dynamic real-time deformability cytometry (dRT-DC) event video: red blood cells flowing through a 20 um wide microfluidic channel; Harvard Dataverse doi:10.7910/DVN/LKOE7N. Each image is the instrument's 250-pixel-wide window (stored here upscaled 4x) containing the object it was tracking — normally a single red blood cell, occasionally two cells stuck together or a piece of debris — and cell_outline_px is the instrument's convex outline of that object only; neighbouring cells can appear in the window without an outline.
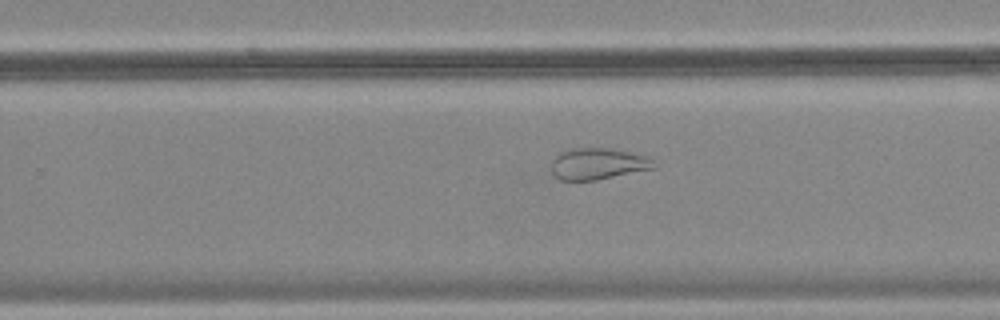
{"species": "common noctule bat (a hibernating species)", "species_latin": "Nyctalus noctula", "temperature_condition": "cold", "stored_images_in_passage": 56, "segment_of_instrument_passage": [2, 2], "camera_frame_rate_fps": 3000, "um_per_image_px": 0.085, "animal": {"sex": "female", "body_mass_g": 18.4}, "frame": {"image": 1, "passage_image": 35, "time_ms": 11.333, "image_size_px": [1000, 320], "cell_outline_px": [[656, 168], [596, 180], [560, 180], [552, 172], [552, 160], [560, 152], [572, 148], [612, 148], [644, 156], [652, 160]], "centroid_in_image_um": [50.8, 13.92], "position_along_channel_um": 279.0, "area_um2": 18.61}}
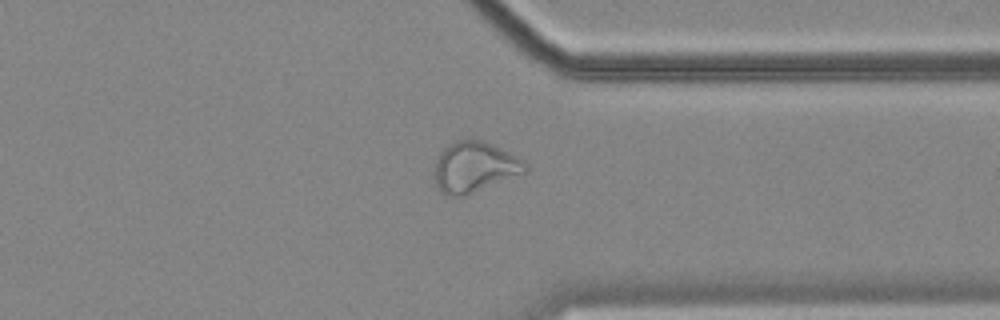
{"frame": {"image": 2, "passage_image": 43, "time_ms": 14.0, "image_size_px": [1000, 320], "cell_outline_px": [[528, 172], [464, 196], [448, 196], [440, 192], [436, 184], [436, 160], [440, 152], [448, 144], [456, 140], [480, 140], [500, 148], [524, 160], [528, 164]], "centroid_in_image_um": [40.36, 14.21], "position_along_channel_um": 371.0, "area_um2": 26.65}}
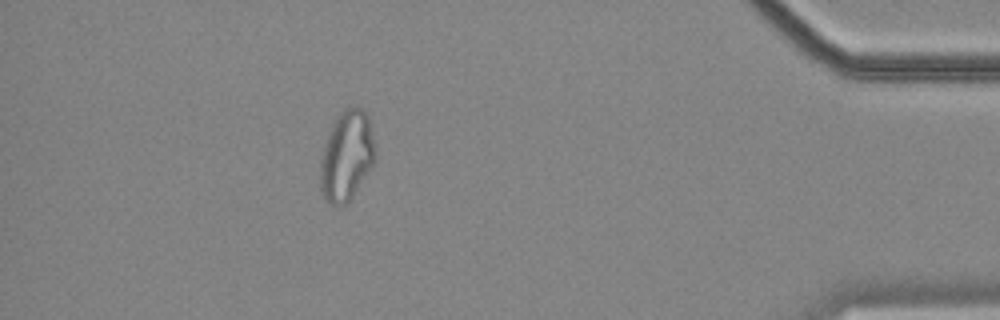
{"frame": {"image": 3, "passage_image": 50, "time_ms": 16.333, "image_size_px": [1000, 320], "cell_outline_px": [[376, 160], [352, 196], [344, 204], [336, 208], [324, 200], [320, 188], [320, 160], [332, 124], [336, 116], [348, 104], [360, 108], [368, 116], [376, 152]], "centroid_in_image_um": [29.45, 13.25], "position_along_channel_um": 405.7, "area_um2": 28.9}}